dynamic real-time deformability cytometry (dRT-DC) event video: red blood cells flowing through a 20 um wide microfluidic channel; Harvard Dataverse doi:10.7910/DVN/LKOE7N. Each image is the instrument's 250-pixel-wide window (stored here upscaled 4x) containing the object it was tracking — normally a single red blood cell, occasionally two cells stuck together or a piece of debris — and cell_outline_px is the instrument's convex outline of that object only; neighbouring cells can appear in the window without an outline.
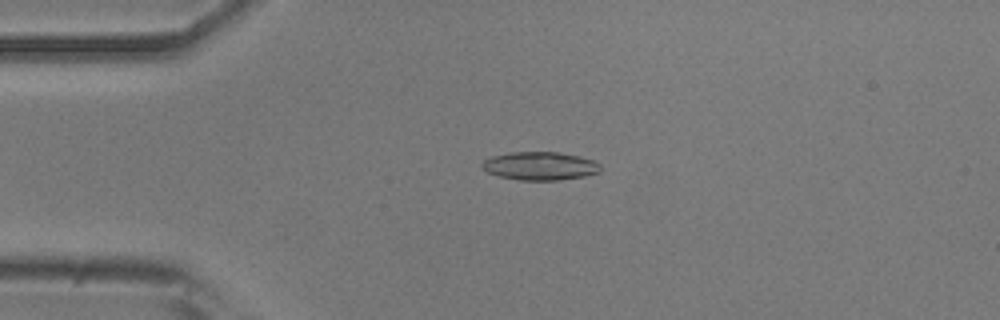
{"species": "common noctule bat (a hibernating species)", "species_latin": "Nyctalus noctula", "temperature_condition": "room temperature", "stored_images_in_passage": 53, "camera_frame_rate_fps": 3000, "um_per_image_px": 0.085, "animal": {"sex": "male", "body_mass_g": 20.5, "forearm_length_mm": 52.5}, "frame": {"image": 1, "passage_image": 12, "time_ms": 3.667, "image_size_px": [1000, 320], "cell_outline_px": [[600, 172], [584, 176], [560, 180], [520, 180], [500, 176], [488, 172], [480, 164], [484, 160], [492, 156], [512, 152], [560, 152], [580, 156], [592, 160], [600, 164]], "centroid_in_image_um": [45.92, 14.1], "position_along_channel_um": 39.1, "area_um2": 19.42}}
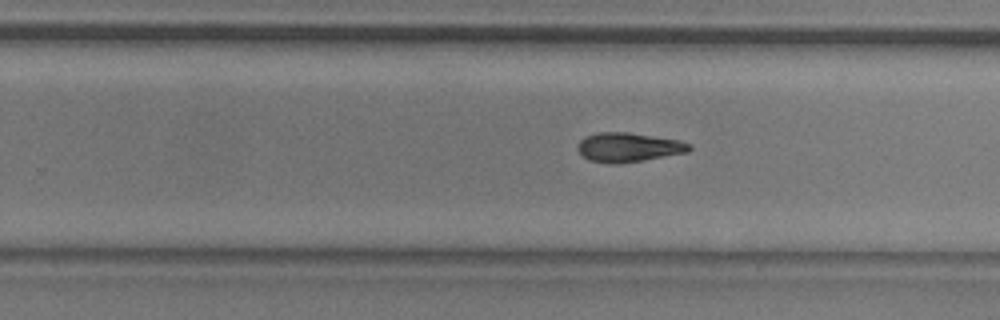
{"frame": {"image": 2, "passage_image": 33, "time_ms": 10.667, "image_size_px": [1000, 320], "cell_outline_px": [[692, 148], [688, 152], [616, 164], [612, 164], [588, 160], [576, 148], [580, 140], [584, 136], [600, 132], [628, 132], [680, 140], [692, 144]], "centroid_in_image_um": [53.41, 12.51], "position_along_channel_um": 276.4, "area_um2": 18.96}}
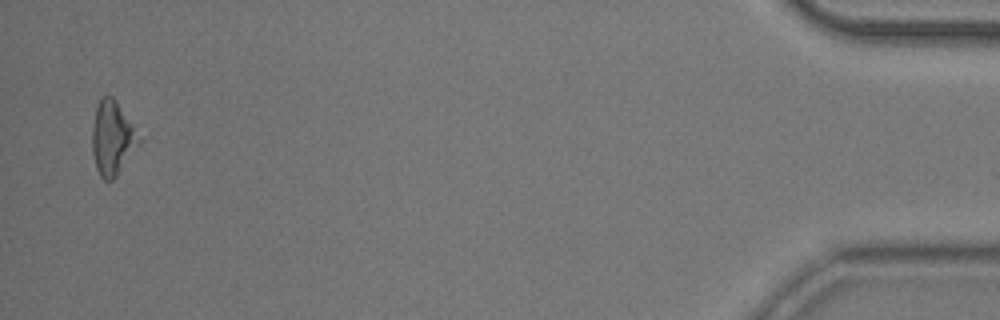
{"frame": {"image": 3, "passage_image": 52, "time_ms": 17.0, "image_size_px": [1000, 320], "cell_outline_px": [[140, 144], [116, 176], [112, 180], [104, 180], [100, 176], [96, 168], [92, 152], [92, 128], [96, 108], [100, 100], [104, 96], [112, 96], [116, 100], [140, 140]], "centroid_in_image_um": [9.52, 11.78], "position_along_channel_um": 425.7, "area_um2": 19.59}}